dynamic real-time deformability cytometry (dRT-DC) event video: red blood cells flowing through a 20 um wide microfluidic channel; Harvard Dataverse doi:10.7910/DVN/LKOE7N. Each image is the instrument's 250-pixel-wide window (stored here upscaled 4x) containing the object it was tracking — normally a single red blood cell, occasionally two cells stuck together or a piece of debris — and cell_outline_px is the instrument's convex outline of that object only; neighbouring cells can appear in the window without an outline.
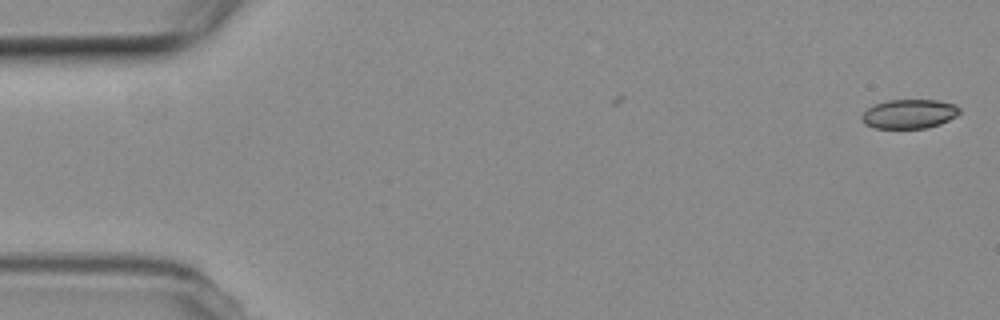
{"species": "common noctule bat (a hibernating species)", "species_latin": "Nyctalus noctula", "temperature_condition": "room temperature", "stored_images_in_passage": 7, "camera_frame_rate_fps": 3000, "um_per_image_px": 0.085, "animal": {"sex": "female", "body_mass_g": 19.3, "forearm_length_mm": 54.1}, "frame": {"image": 1, "passage_image": 1, "time_ms": 0.0, "image_size_px": [1000, 320], "cell_outline_px": [[960, 112], [956, 116], [940, 124], [928, 128], [872, 128], [864, 124], [860, 120], [860, 116], [872, 104], [888, 100], [936, 100], [956, 104], [960, 108]], "centroid_in_image_um": [77.25, 9.68], "position_along_channel_um": 7.8, "area_um2": 16.88}}